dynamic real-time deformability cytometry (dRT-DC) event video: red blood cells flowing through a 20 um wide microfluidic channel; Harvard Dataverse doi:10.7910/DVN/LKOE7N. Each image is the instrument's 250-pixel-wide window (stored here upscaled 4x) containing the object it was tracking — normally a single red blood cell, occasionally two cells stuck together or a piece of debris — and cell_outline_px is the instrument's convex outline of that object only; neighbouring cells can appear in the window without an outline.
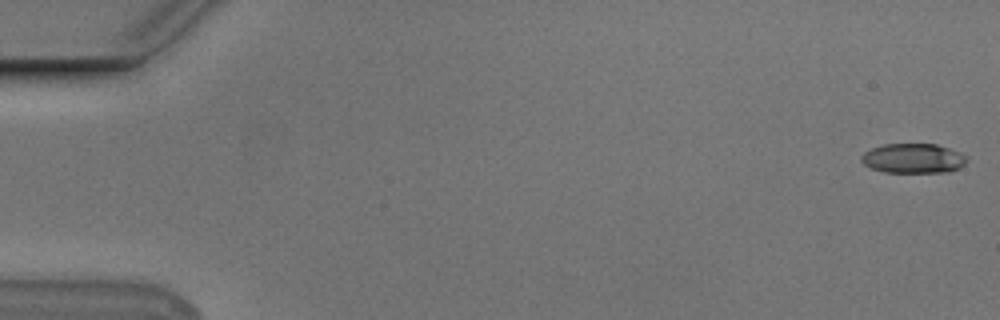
{"species": "Egyptian fruit bat (a non-hibernating species)", "species_latin": "Rousettus aegyptiacus", "temperature_condition": "cold", "stored_images_in_passage": 55, "camera_frame_rate_fps": 3000, "um_per_image_px": 0.085, "animal": {"sex": "male"}, "frame": {"image": 1, "passage_image": 1, "time_ms": 0.0, "image_size_px": [1000, 320], "cell_outline_px": [[968, 160], [964, 164], [948, 172], [884, 172], [872, 168], [864, 164], [860, 160], [860, 156], [864, 152], [872, 148], [884, 144], [936, 144], [960, 152], [968, 156]], "centroid_in_image_um": [77.62, 13.45], "position_along_channel_um": 7.4, "area_um2": 18.21}}
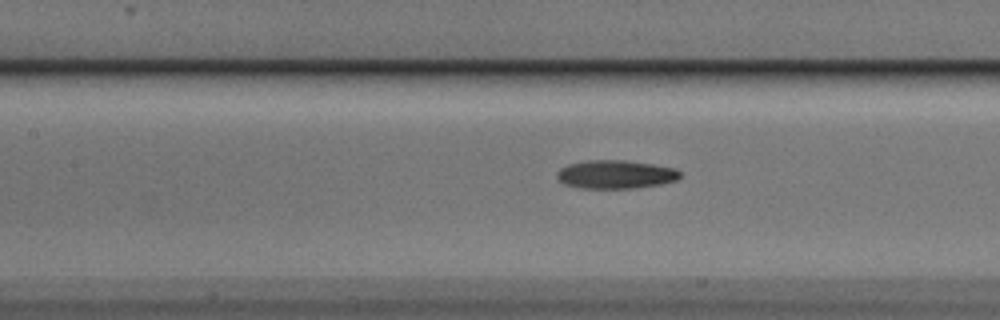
{"frame": {"image": 2, "passage_image": 25, "time_ms": 8.0, "image_size_px": [1000, 320], "cell_outline_px": [[680, 176], [676, 180], [660, 184], [632, 188], [580, 188], [564, 184], [556, 176], [556, 172], [560, 168], [568, 164], [588, 160], [624, 160], [652, 164], [676, 168], [680, 172]], "centroid_in_image_um": [52.3, 14.82], "position_along_channel_um": 155.1, "area_um2": 20.35}}
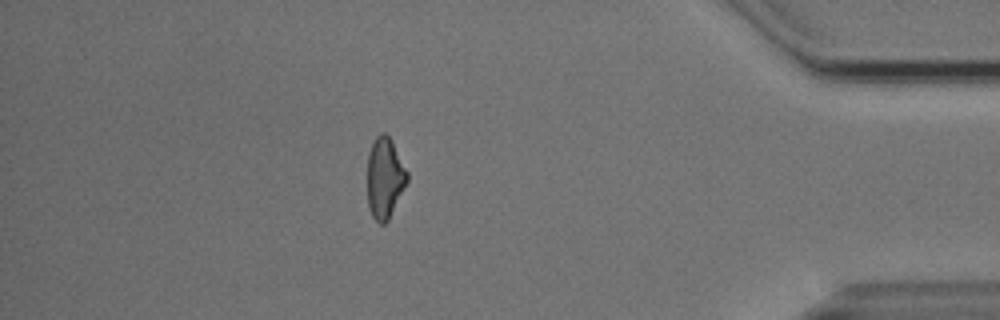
{"frame": {"image": 3, "passage_image": 48, "time_ms": 15.667, "image_size_px": [1000, 320], "cell_outline_px": [[408, 180], [388, 220], [384, 224], [380, 224], [372, 216], [368, 208], [368, 152], [376, 136], [380, 132], [384, 132], [388, 136], [408, 172]], "centroid_in_image_um": [32.69, 15.13], "position_along_channel_um": 402.5, "area_um2": 18.5}, "authors_computed_cell_mechanics": {"area_um2": 19.4786, "velocity_mm_per_s": 3.7665, "shape_relaxation_time_tau1_ms": 4.0721, "shape_relaxation_time_tau2_ms": 5.8853, "deformation_change_tau1": 0.1625, "deformation_change_tau2": 0.1399}}